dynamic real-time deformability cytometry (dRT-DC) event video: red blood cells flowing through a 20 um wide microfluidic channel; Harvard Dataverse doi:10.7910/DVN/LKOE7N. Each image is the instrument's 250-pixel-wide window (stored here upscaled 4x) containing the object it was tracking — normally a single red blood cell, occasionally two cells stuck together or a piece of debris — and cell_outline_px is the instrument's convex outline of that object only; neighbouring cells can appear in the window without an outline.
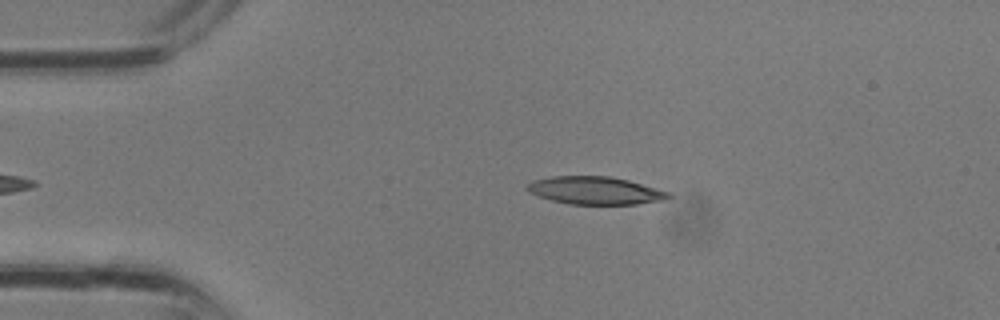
{"species": "common noctule bat (a hibernating species)", "species_latin": "Nyctalus noctula", "temperature_condition": "room temperature", "stored_images_in_passage": 4, "camera_frame_rate_fps": 3000, "um_per_image_px": 0.085, "animal": {"sex": "male", "body_mass_g": 13.3}, "frame": {"image": 1, "passage_image": 4, "time_ms": 1.0, "image_size_px": [1000, 320], "cell_outline_px": [[672, 196], [664, 200], [636, 204], [568, 204], [552, 200], [528, 192], [524, 188], [524, 184], [532, 180], [552, 176], [608, 176], [628, 180], [656, 188], [668, 192]], "centroid_in_image_um": [50.53, 16.19], "position_along_channel_um": 34.5, "area_um2": 22.89}}